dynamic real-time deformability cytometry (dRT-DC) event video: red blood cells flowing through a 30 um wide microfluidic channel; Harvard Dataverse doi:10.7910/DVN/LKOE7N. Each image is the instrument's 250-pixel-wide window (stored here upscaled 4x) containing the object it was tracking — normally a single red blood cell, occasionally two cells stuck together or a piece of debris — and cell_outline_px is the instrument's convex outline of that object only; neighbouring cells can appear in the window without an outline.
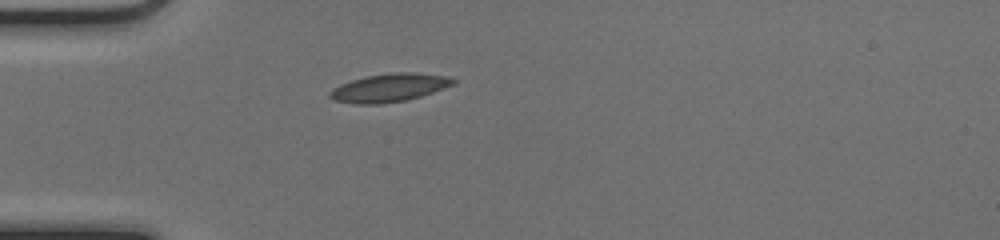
{"species": "common noctule bat (a hibernating species)", "species_latin": "Nyctalus noctula", "temperature_condition": "cold", "stored_images_in_passage": 37, "camera_frame_rate_fps": 3000, "um_per_image_px": 0.085, "animal": {"sex": "female", "body_mass_g": 17.0, "forearm_length_mm": 48.0}, "frame": {"image": 1, "passage_image": 1, "time_ms": 0.0, "image_size_px": [1000, 240], "cell_outline_px": [[456, 84], [420, 96], [404, 100], [380, 104], [356, 104], [336, 100], [328, 96], [328, 92], [332, 88], [340, 84], [352, 80], [368, 76], [396, 72], [416, 72], [444, 76], [456, 80]], "centroid_in_image_um": [33.07, 7.45], "position_along_channel_um": 51.9, "area_um2": 20.06}}
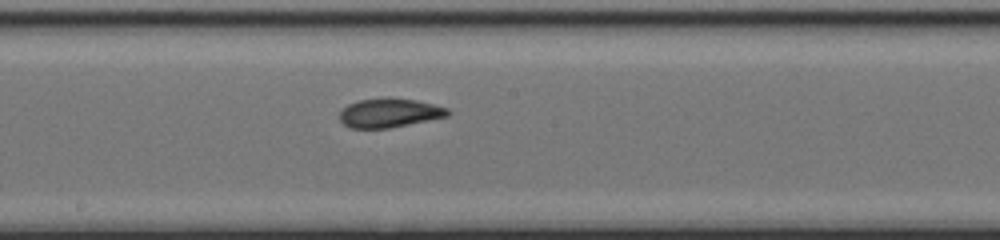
{"frame": {"image": 2, "passage_image": 14, "time_ms": 4.333, "image_size_px": [1000, 240], "cell_outline_px": [[452, 112], [448, 116], [388, 128], [348, 128], [340, 120], [340, 112], [348, 104], [360, 100], [388, 96], [416, 100], [448, 108]], "centroid_in_image_um": [33.1, 9.58], "position_along_channel_um": 215.1, "area_um2": 18.38}}
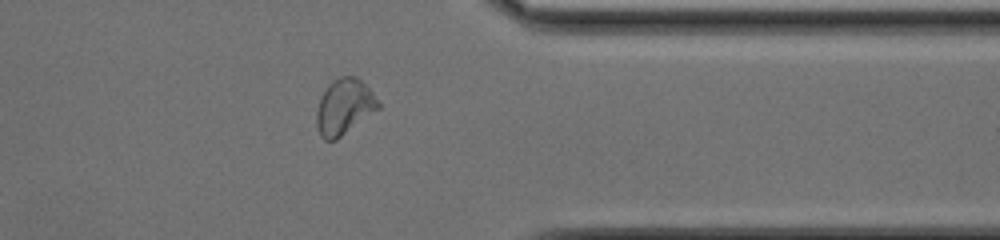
{"frame": {"image": 3, "passage_image": 27, "time_ms": 8.667, "image_size_px": [1000, 240], "cell_outline_px": [[380, 108], [336, 140], [324, 140], [320, 136], [316, 124], [316, 112], [320, 100], [328, 84], [332, 80], [340, 76], [356, 76], [372, 92], [380, 104]], "centroid_in_image_um": [29.25, 9.09], "position_along_channel_um": 382.2, "area_um2": 19.88}, "authors_computed_cell_mechanics": {"area_um2": 18.8428, "velocity_mm_per_s": 4.0455, "shape_relaxation_time_tau1_ms": 5.7469, "shape_relaxation_time_tau2_ms": 1.6599, "deformation_change_tau1": 0.1714, "deformation_change_tau2": 0.0739}}